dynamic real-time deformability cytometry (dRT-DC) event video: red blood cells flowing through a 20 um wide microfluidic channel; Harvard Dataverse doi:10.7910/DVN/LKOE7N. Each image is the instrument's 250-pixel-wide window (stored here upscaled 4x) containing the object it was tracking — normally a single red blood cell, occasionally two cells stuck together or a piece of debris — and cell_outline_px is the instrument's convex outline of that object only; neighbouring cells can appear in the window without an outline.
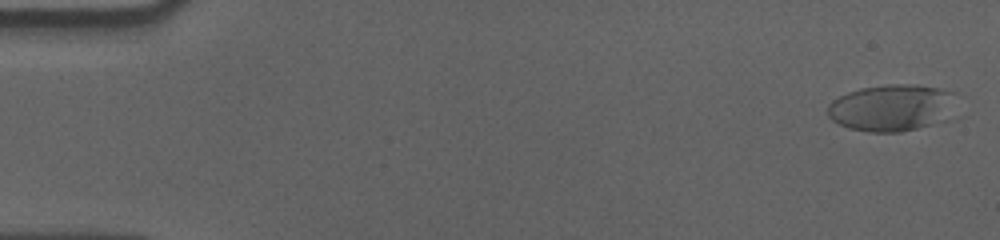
{"species": "human", "species_latin": "Homo sapiens", "temperature_condition": "cold", "stored_images_in_passage": 58, "camera_frame_rate_fps": 3000, "um_per_image_px": 0.085, "donor": {"sex": "male"}, "frame": {"image": 1, "passage_image": 2, "time_ms": 0.333, "image_size_px": [1000, 240], "cell_outline_px": [[956, 92], [948, 120], [900, 132], [868, 132], [848, 128], [832, 120], [828, 116], [828, 104], [832, 100], [848, 92], [860, 88], [888, 84], [916, 84], [940, 88]], "centroid_in_image_um": [75.8, 9.15], "position_along_channel_um": 9.2, "area_um2": 35.32}}
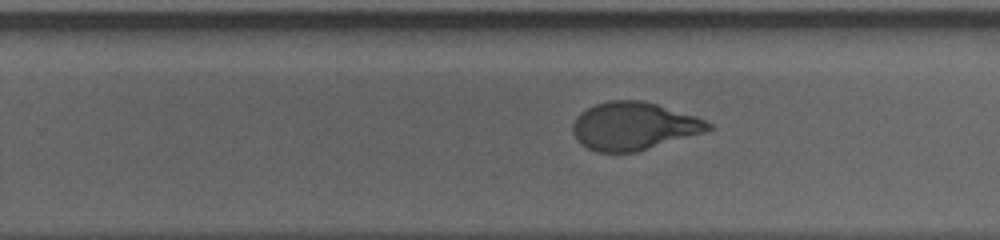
{"frame": {"image": 2, "passage_image": 37, "time_ms": 12.0, "image_size_px": [1000, 240], "cell_outline_px": [[712, 128], [704, 132], [636, 152], [596, 152], [580, 144], [572, 132], [572, 124], [576, 116], [580, 112], [596, 104], [608, 100], [640, 100], [656, 104], [696, 116], [712, 124]], "centroid_in_image_um": [53.82, 10.72], "position_along_channel_um": 276.0, "area_um2": 37.63}}
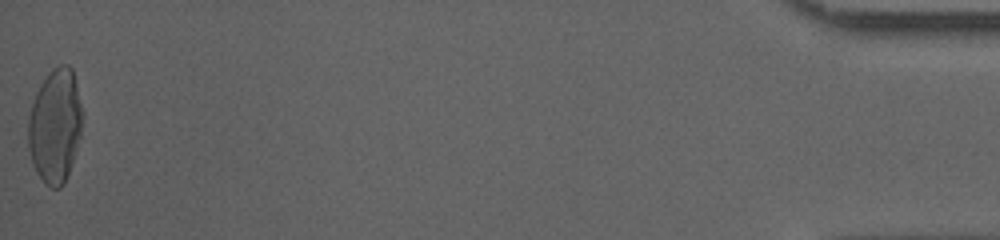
{"frame": {"image": 3, "passage_image": 58, "time_ms": 19.0, "image_size_px": [1000, 240], "cell_outline_px": [[80, 136], [64, 184], [60, 188], [52, 188], [44, 184], [36, 172], [32, 164], [28, 148], [28, 116], [36, 92], [40, 84], [52, 68], [60, 64], [68, 64], [72, 68], [80, 104]], "centroid_in_image_um": [4.64, 10.71], "position_along_channel_um": 430.6, "area_um2": 35.6}, "authors_computed_cell_mechanics": {"area_um2": 36.992, "velocity_mm_per_s": 3.5647, "shape_relaxation_time_tau1_ms": 5.0278, "shape_relaxation_time_tau2_ms": 0.9661, "deformation_change_tau1": 0.2187, "deformation_change_tau2": 0.0711}}